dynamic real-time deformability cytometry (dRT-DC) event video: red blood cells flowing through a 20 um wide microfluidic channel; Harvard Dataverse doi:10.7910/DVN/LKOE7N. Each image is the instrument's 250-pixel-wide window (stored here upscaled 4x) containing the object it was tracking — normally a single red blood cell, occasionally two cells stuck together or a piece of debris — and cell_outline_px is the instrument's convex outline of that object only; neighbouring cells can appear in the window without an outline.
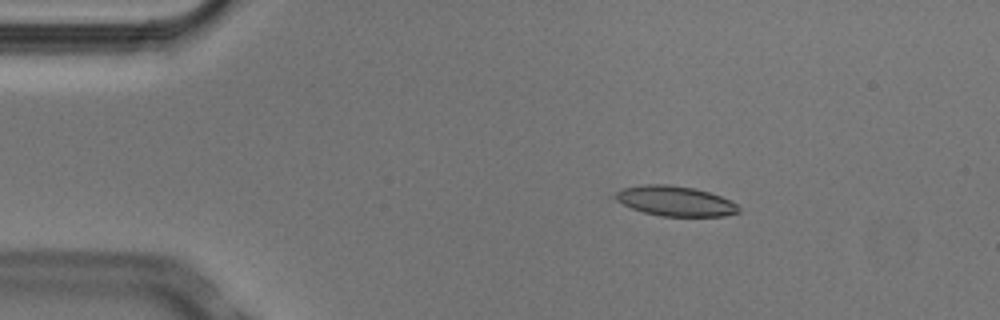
{"species": "Egyptian fruit bat (a non-hibernating species)", "species_latin": "Rousettus aegyptiacus", "temperature_condition": "cold", "stored_images_in_passage": 6, "camera_frame_rate_fps": 3000, "um_per_image_px": 0.085, "animal": {"sex": "male"}, "frame": {"image": 1, "passage_image": 2, "time_ms": 0.333, "image_size_px": [1000, 320], "cell_outline_px": [[740, 212], [724, 216], [660, 216], [644, 212], [632, 208], [616, 200], [612, 196], [620, 188], [644, 184], [668, 184], [696, 188], [720, 196], [736, 204], [740, 208]], "centroid_in_image_um": [57.36, 17.08], "position_along_channel_um": 27.6, "area_um2": 21.62}}
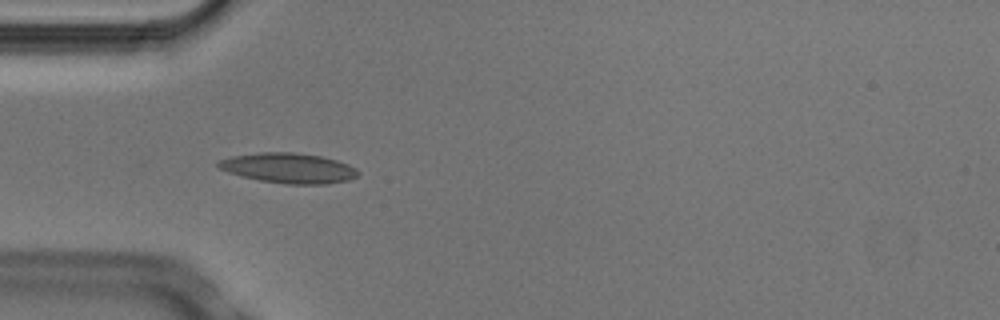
{"frame": {"image": 2, "passage_image": 4, "time_ms": 1.0, "image_size_px": [1000, 320], "cell_outline_px": [[360, 172], [356, 176], [348, 180], [328, 184], [284, 184], [260, 180], [240, 176], [228, 172], [220, 168], [216, 164], [216, 160], [232, 156], [260, 152], [296, 152], [320, 156], [336, 160], [348, 164], [356, 168]], "centroid_in_image_um": [24.51, 14.28], "position_along_channel_um": 60.5, "area_um2": 24.62}}
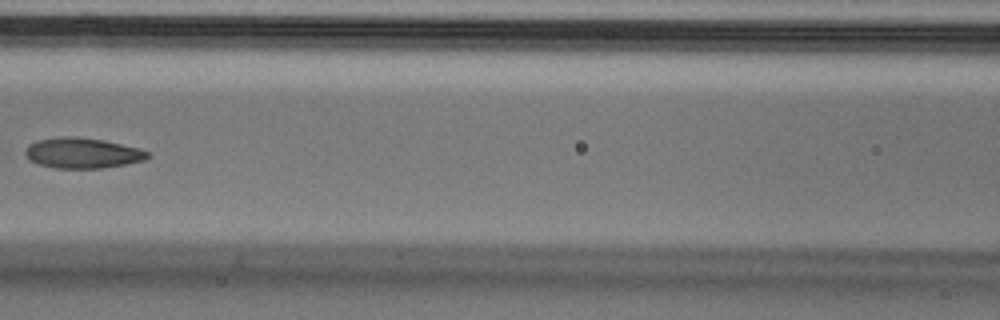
{"frame": {"image": 3, "passage_image": 6, "time_ms": 1.667, "image_size_px": [1000, 320], "cell_outline_px": [[152, 156], [144, 160], [124, 164], [100, 168], [56, 168], [40, 164], [28, 160], [24, 152], [28, 144], [36, 140], [56, 136], [76, 136], [104, 140], [140, 148], [148, 152]], "centroid_in_image_um": [6.98, 12.99], "position_along_channel_um": 159.6, "area_um2": 21.91}}